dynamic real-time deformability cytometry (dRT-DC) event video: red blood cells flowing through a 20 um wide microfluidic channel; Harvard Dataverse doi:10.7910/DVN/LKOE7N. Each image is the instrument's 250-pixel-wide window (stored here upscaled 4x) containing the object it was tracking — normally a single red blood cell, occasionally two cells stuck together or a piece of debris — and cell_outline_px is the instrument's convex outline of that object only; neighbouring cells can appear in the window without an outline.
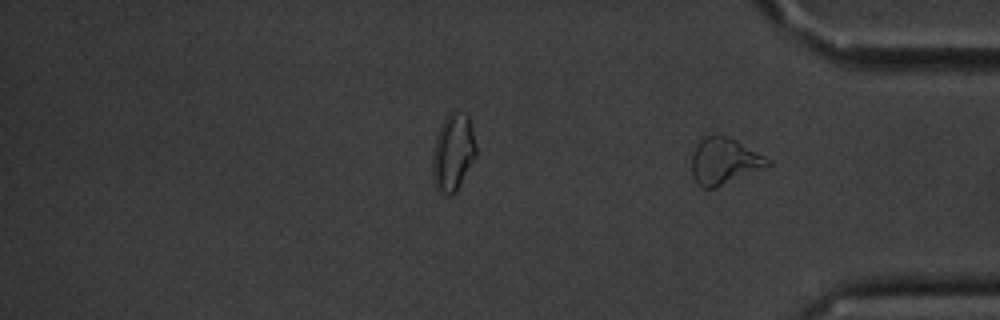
{"species": "common noctule bat (a hibernating species)", "species_latin": "Nyctalus noctula", "temperature_condition": "cold", "stored_images_in_passage": 14, "segment_of_instrument_passage": [2, 2], "camera_frame_rate_fps": 3000, "um_per_image_px": 0.085, "animal": {"sex": "male", "body_mass_g": 20.1, "forearm_length_mm": 53.5}, "frame": {"image": 1, "passage_image": 14, "time_ms": 16.0, "image_size_px": [1000, 320], "cell_outline_px": [[772, 164], [716, 188], [704, 188], [692, 176], [692, 152], [696, 144], [704, 136], [720, 132], [736, 140], [772, 160]], "centroid_in_image_um": [61.54, 13.65], "position_along_channel_um": 373.7, "area_um2": 20.69}}